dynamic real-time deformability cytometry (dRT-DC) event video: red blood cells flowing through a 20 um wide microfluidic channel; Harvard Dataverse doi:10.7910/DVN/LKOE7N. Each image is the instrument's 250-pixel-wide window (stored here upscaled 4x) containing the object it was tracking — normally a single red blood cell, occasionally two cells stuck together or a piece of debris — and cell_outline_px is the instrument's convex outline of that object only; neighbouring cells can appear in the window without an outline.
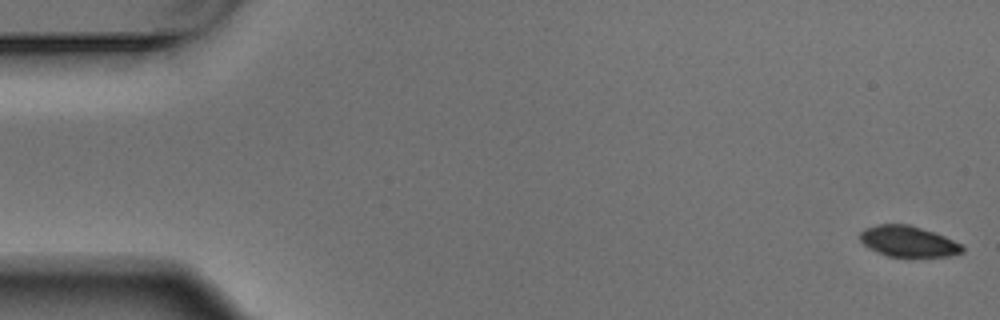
{"species": "Egyptian fruit bat (a non-hibernating species)", "species_latin": "Rousettus aegyptiacus", "temperature_condition": "warm", "stored_images_in_passage": 6, "camera_frame_rate_fps": 3000, "um_per_image_px": 0.085, "animal": {"sex": "male"}, "frame": {"image": 1, "passage_image": 1, "time_ms": 0.0, "image_size_px": [1000, 320], "cell_outline_px": [[964, 252], [948, 256], [912, 260], [888, 256], [876, 252], [868, 248], [860, 240], [860, 232], [864, 228], [876, 224], [908, 224], [944, 236], [960, 244], [964, 248]], "centroid_in_image_um": [77.18, 20.57], "position_along_channel_um": 7.8, "area_um2": 19.07}}
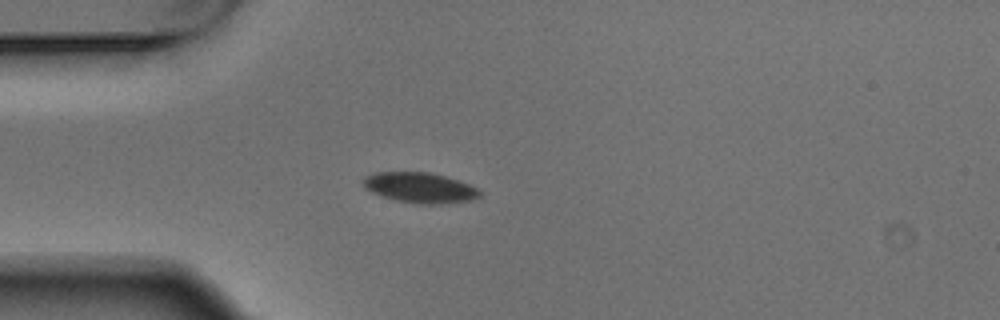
{"frame": {"image": 2, "passage_image": 5, "time_ms": 1.333, "image_size_px": [1000, 320], "cell_outline_px": [[480, 196], [472, 200], [440, 204], [420, 204], [396, 200], [380, 196], [364, 188], [360, 180], [364, 176], [372, 172], [428, 172], [444, 176], [468, 184], [476, 188], [480, 192]], "centroid_in_image_um": [35.61, 15.95], "position_along_channel_um": 49.4, "area_um2": 20.69}}